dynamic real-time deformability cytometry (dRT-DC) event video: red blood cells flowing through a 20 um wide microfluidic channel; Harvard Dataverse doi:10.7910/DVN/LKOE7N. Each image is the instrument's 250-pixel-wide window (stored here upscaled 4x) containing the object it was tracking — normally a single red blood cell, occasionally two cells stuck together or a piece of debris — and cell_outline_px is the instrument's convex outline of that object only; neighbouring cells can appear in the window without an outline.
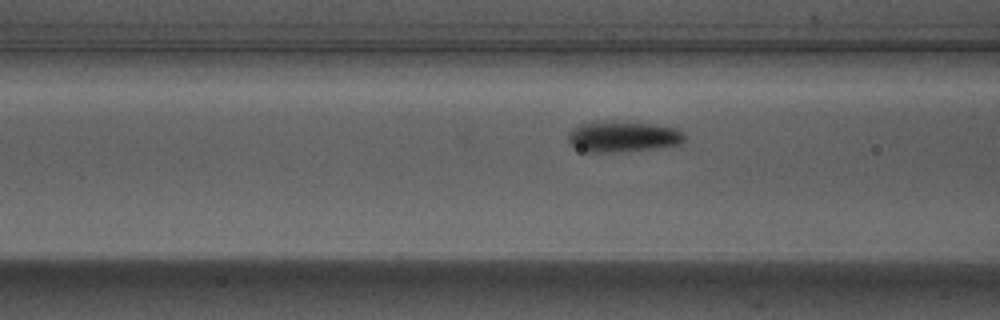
{"species": "Egyptian fruit bat (a non-hibernating species)", "species_latin": "Rousettus aegyptiacus", "temperature_condition": "warm", "stored_images_in_passage": 7, "camera_frame_rate_fps": 3000, "um_per_image_px": 0.085, "animal": {"sex": "male"}, "frame": {"image": 1, "passage_image": 5, "time_ms": 1.333, "image_size_px": [1000, 320], "cell_outline_px": [[688, 136], [680, 144], [652, 148], [620, 152], [584, 152], [572, 144], [568, 140], [568, 132], [572, 128], [580, 124], [592, 120], [604, 120], [652, 124], [680, 128]], "centroid_in_image_um": [52.95, 11.58], "position_along_channel_um": 113.7, "area_um2": 21.33}}